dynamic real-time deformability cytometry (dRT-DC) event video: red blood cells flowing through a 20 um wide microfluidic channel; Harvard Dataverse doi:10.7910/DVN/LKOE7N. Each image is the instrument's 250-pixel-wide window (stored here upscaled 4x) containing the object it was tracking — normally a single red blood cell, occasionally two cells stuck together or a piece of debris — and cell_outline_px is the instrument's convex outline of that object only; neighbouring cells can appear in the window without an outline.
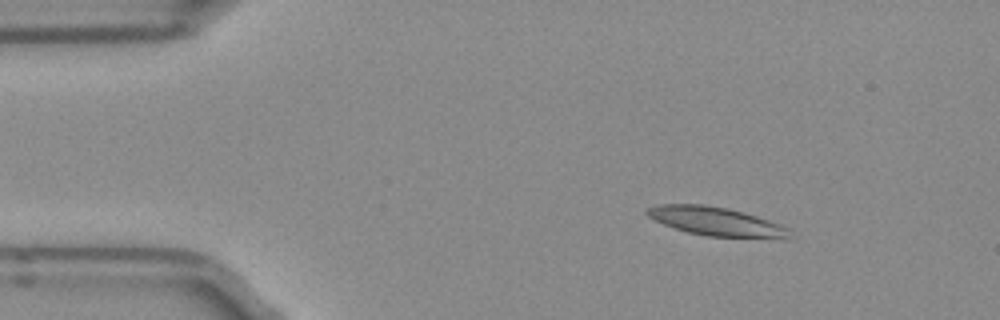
{"species": "Egyptian fruit bat (a non-hibernating species)", "species_latin": "Rousettus aegyptiacus", "temperature_condition": "room temperature", "stored_images_in_passage": 3, "camera_frame_rate_fps": 3000, "um_per_image_px": 0.085, "frame": {"image": 1, "passage_image": 1, "time_ms": 0.0, "image_size_px": [1000, 320], "cell_outline_px": [[788, 236], [784, 240], [708, 236], [688, 232], [664, 224], [648, 216], [644, 212], [648, 208], [660, 204], [704, 204], [728, 208], [744, 212], [780, 224], [788, 228]], "centroid_in_image_um": [60.92, 18.84], "position_along_channel_um": 24.1, "area_um2": 23.99}}